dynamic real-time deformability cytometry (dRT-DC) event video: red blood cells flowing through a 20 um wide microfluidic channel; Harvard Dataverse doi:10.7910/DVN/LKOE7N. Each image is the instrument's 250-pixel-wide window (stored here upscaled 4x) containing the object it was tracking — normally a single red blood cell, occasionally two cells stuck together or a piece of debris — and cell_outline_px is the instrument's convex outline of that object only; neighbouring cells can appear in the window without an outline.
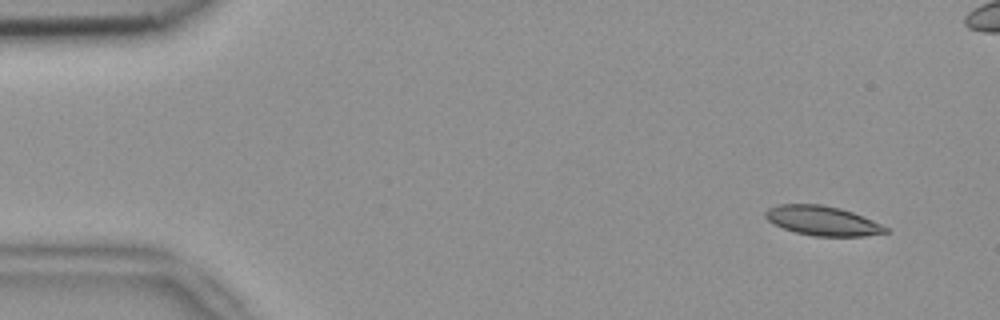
{"species": "common noctule bat (a hibernating species)", "species_latin": "Nyctalus noctula", "temperature_condition": "room temperature", "stored_images_in_passage": 52, "camera_frame_rate_fps": 3000, "um_per_image_px": 0.085, "animal": {"sex": "female", "body_mass_g": 18.4}, "frame": {"image": 1, "passage_image": 2, "time_ms": 0.333, "image_size_px": [1000, 320], "cell_outline_px": [[888, 232], [864, 236], [812, 236], [796, 232], [784, 228], [768, 220], [764, 216], [764, 212], [768, 208], [780, 204], [820, 204], [840, 208], [852, 212], [872, 220], [888, 228]], "centroid_in_image_um": [69.9, 18.76], "position_along_channel_um": 15.1, "area_um2": 20.46}}
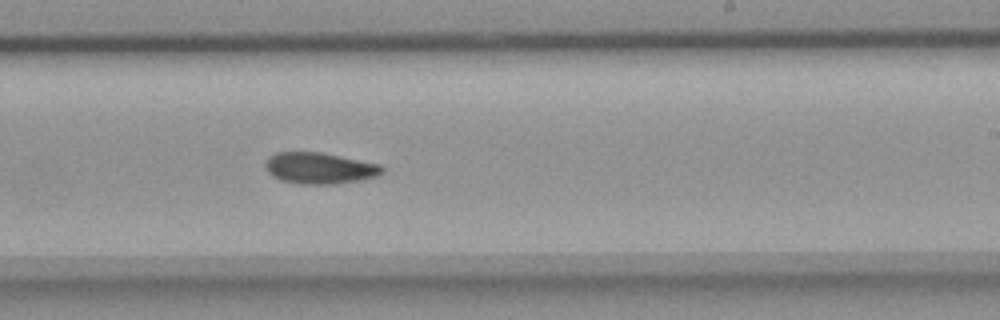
{"frame": {"image": 2, "passage_image": 30, "time_ms": 9.667, "image_size_px": [1000, 320], "cell_outline_px": [[384, 172], [376, 176], [360, 180], [336, 184], [300, 184], [280, 180], [272, 176], [264, 168], [264, 160], [268, 156], [276, 152], [320, 152], [380, 164], [384, 168]], "centroid_in_image_um": [27.11, 14.29], "position_along_channel_um": 261.9, "area_um2": 21.5}}
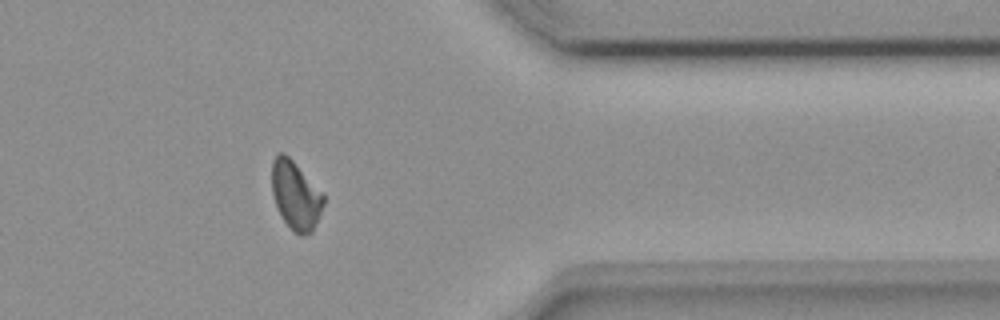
{"frame": {"image": 3, "passage_image": 41, "time_ms": 13.333, "image_size_px": [1000, 320], "cell_outline_px": [[324, 204], [312, 232], [304, 236], [300, 236], [280, 216], [272, 192], [272, 160], [280, 152], [284, 152], [324, 192]], "centroid_in_image_um": [25.15, 16.59], "position_along_channel_um": 386.3, "area_um2": 20.58}, "authors_computed_cell_mechanics": {"area_um2": 21.1837, "velocity_mm_per_s": 3.8124, "shape_relaxation_time_tau1_ms": 4.7355, "shape_relaxation_time_tau2_ms": null, "deformation_change_tau1": 0.1469, "deformation_change_tau2": null}}